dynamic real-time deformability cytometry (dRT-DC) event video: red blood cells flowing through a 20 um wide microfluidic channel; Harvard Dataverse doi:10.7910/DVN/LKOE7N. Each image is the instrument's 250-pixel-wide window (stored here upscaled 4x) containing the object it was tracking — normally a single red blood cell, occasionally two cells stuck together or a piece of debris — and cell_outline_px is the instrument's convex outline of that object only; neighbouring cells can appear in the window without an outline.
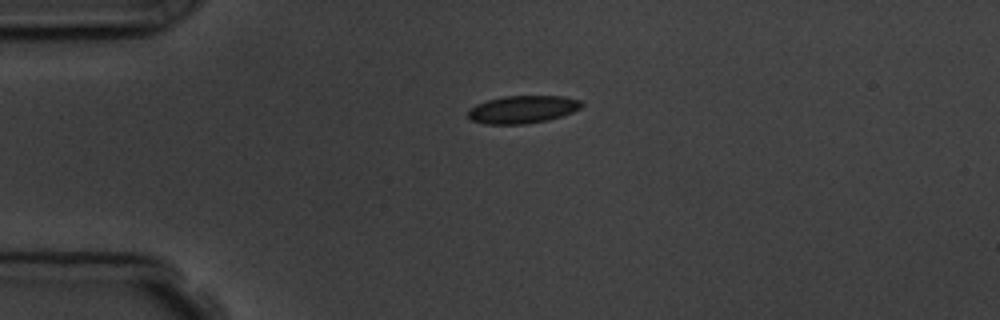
{"species": "common noctule bat (a hibernating species)", "species_latin": "Nyctalus noctula", "temperature_condition": "room temperature", "stored_images_in_passage": 2, "camera_frame_rate_fps": 3000, "um_per_image_px": 0.085, "animal": {"sex": "male", "body_mass_g": 19.5, "forearm_length_mm": 54.6}, "frame": {"image": 1, "passage_image": 1, "time_ms": 0.0, "image_size_px": [1000, 320], "cell_outline_px": [[584, 104], [580, 108], [572, 112], [548, 120], [528, 124], [484, 124], [472, 120], [468, 116], [468, 108], [476, 104], [488, 100], [504, 96], [564, 96], [580, 100]], "centroid_in_image_um": [44.41, 9.3], "position_along_channel_um": 40.6, "area_um2": 18.38}}